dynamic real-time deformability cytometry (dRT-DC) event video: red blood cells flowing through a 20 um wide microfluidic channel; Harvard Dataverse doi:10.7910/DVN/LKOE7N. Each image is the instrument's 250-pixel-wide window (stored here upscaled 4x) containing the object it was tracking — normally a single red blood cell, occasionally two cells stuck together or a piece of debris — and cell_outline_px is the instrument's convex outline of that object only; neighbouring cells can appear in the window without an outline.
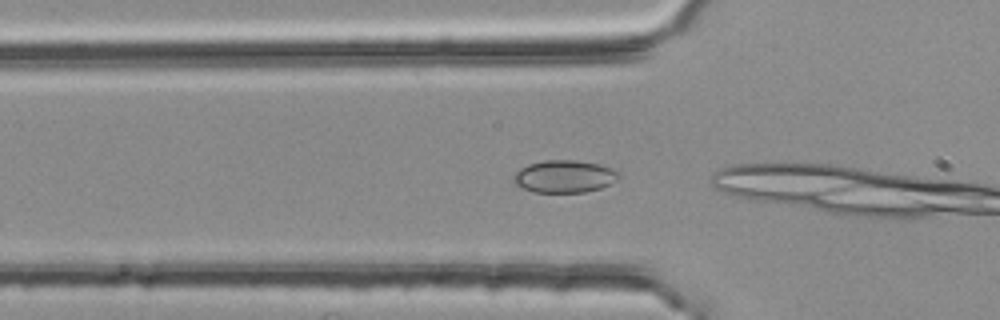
{"species": "common noctule bat (a hibernating species)", "species_latin": "Nyctalus noctula", "temperature_condition": "room temperature", "stored_images_in_passage": 6, "camera_frame_rate_fps": 3000, "um_per_image_px": 0.085, "animal": {"sex": "female", "body_mass_g": 25.1}, "frame": {"image": 1, "passage_image": 2, "time_ms": 0.333, "image_size_px": [1000, 320], "cell_outline_px": [[620, 176], [616, 180], [600, 188], [584, 192], [532, 192], [520, 188], [512, 180], [512, 176], [520, 168], [528, 164], [544, 160], [576, 160], [600, 164], [612, 168], [620, 172]], "centroid_in_image_um": [47.94, 14.99], "position_along_channel_um": 77.9, "area_um2": 20.06}}